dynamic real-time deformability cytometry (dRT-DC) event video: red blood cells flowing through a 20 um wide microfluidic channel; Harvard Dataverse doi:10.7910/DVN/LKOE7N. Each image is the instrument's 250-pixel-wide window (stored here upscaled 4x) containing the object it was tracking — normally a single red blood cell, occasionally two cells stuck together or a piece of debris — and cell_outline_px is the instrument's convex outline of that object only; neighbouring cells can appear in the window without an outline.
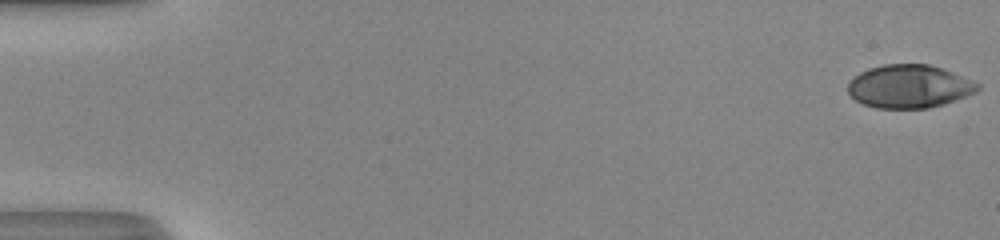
{"species": "human", "species_latin": "Homo sapiens", "temperature_condition": "room temperature", "stored_images_in_passage": 15, "camera_frame_rate_fps": 3000, "um_per_image_px": 0.085, "donor": {"sex": "male"}, "frame": {"image": 1, "passage_image": 1, "time_ms": 0.0, "image_size_px": [1000, 240], "cell_outline_px": [[980, 88], [976, 92], [944, 104], [928, 108], [876, 108], [864, 104], [856, 100], [848, 92], [848, 84], [860, 72], [868, 68], [884, 64], [928, 64], [952, 72], [972, 80], [980, 84]], "centroid_in_image_um": [77.29, 7.34], "position_along_channel_um": 7.7, "area_um2": 32.43}}